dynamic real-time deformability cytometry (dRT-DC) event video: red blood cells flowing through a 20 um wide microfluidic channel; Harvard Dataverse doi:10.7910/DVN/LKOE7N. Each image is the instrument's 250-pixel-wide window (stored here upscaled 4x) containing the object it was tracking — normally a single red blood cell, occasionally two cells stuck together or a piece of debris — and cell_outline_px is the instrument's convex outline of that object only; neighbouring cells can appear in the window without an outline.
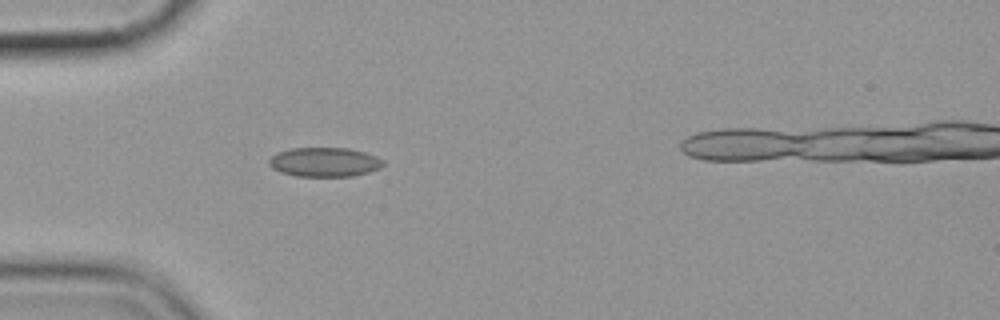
{"species": "common noctule bat (a hibernating species)", "species_latin": "Nyctalus noctula", "temperature_condition": "cold", "stored_images_in_passage": 4, "camera_frame_rate_fps": 3000, "um_per_image_px": 0.085, "animal": {"sex": "female", "body_mass_g": 19.9}, "frame": {"image": 1, "passage_image": 3, "time_ms": 2.333, "image_size_px": [1000, 320], "cell_outline_px": [[384, 164], [380, 168], [368, 172], [352, 176], [296, 176], [280, 172], [272, 168], [268, 164], [268, 160], [276, 152], [292, 148], [348, 148], [364, 152], [376, 156], [384, 160]], "centroid_in_image_um": [27.56, 13.77], "position_along_channel_um": 57.4, "area_um2": 19.54}}